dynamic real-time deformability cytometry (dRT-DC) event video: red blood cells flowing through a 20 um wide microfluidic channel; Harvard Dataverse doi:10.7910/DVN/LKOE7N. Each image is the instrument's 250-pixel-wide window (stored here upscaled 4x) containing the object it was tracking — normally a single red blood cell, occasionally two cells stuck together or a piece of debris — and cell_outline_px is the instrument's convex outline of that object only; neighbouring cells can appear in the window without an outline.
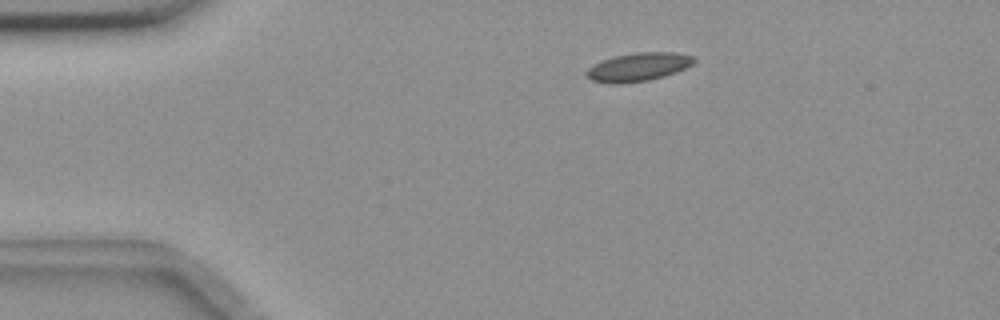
{"species": "common noctule bat (a hibernating species)", "species_latin": "Nyctalus noctula", "temperature_condition": "room temperature", "stored_images_in_passage": 46, "camera_frame_rate_fps": 3000, "um_per_image_px": 0.085, "animal": {"sex": "female", "body_mass_g": 18.4}, "frame": {"image": 1, "passage_image": 1, "time_ms": 0.0, "image_size_px": [1000, 320], "cell_outline_px": [[696, 60], [692, 64], [676, 72], [664, 76], [648, 80], [592, 80], [584, 72], [588, 68], [604, 60], [616, 56], [636, 52], [672, 52], [696, 56]], "centroid_in_image_um": [54.38, 5.62], "position_along_channel_um": 30.6, "area_um2": 16.7}}
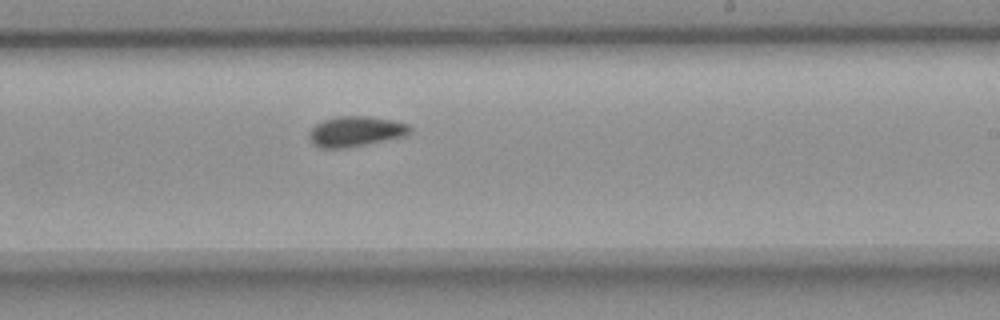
{"frame": {"image": 2, "passage_image": 24, "time_ms": 7.667, "image_size_px": [1000, 320], "cell_outline_px": [[412, 132], [408, 136], [368, 144], [344, 148], [320, 148], [312, 144], [312, 128], [316, 124], [324, 120], [336, 116], [368, 116], [392, 120], [412, 124]], "centroid_in_image_um": [30.34, 11.17], "position_along_channel_um": 258.7, "area_um2": 17.92}}
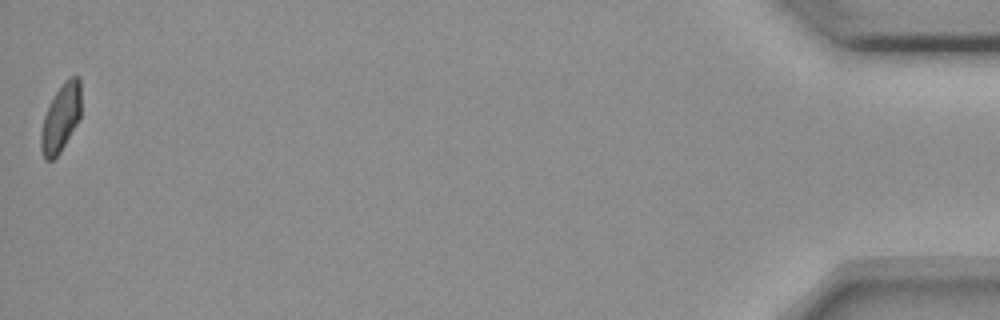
{"frame": {"image": 3, "passage_image": 46, "time_ms": 15.0, "image_size_px": [1000, 320], "cell_outline_px": [[80, 120], [60, 152], [52, 160], [44, 160], [40, 148], [40, 132], [44, 116], [56, 92], [64, 80], [72, 76], [80, 76]], "centroid_in_image_um": [5.17, 10.04], "position_along_channel_um": 430.0, "area_um2": 15.9}, "authors_computed_cell_mechanics": {"area_um2": 16.9932, "velocity_mm_per_s": 3.6493, "shape_relaxation_time_tau1_ms": null, "shape_relaxation_time_tau2_ms": 2.9152, "deformation_change_tau1": null, "deformation_change_tau2": 0.0674}}